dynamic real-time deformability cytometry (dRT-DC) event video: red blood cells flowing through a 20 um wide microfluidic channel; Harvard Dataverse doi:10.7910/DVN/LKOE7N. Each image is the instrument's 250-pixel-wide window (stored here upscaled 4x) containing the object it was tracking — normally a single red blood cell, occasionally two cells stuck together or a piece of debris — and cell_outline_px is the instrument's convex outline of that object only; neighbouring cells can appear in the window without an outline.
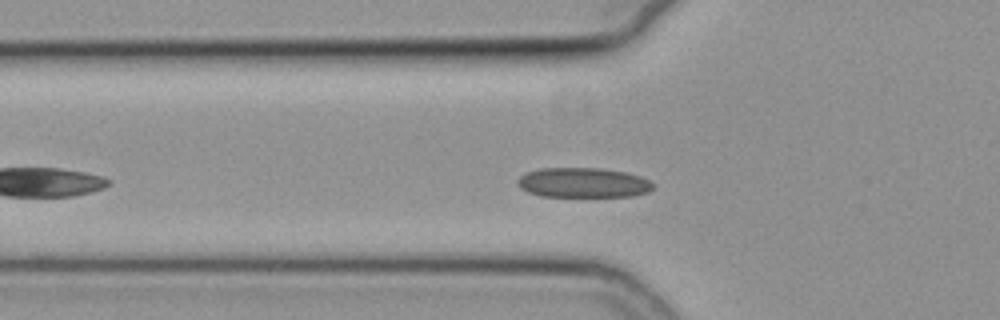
{"species": "common noctule bat (a hibernating species)", "species_latin": "Nyctalus noctula", "temperature_condition": "cold", "stored_images_in_passage": 41, "camera_frame_rate_fps": 3000, "um_per_image_px": 0.085, "animal": {"sex": "female", "body_mass_g": 19.3, "forearm_length_mm": 54.1}, "frame": {"image": 1, "passage_image": 8, "time_ms": 2.333, "image_size_px": [1000, 320], "cell_outline_px": [[652, 188], [648, 192], [632, 196], [540, 196], [528, 192], [520, 188], [516, 184], [516, 180], [520, 176], [528, 172], [540, 168], [600, 168], [628, 172], [640, 176], [648, 180], [652, 184]], "centroid_in_image_um": [49.54, 15.52], "position_along_channel_um": 76.3, "area_um2": 23.58}}
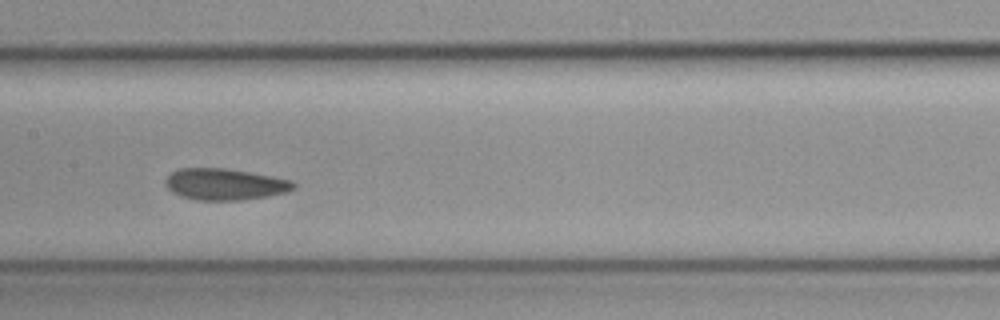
{"frame": {"image": 2, "passage_image": 17, "time_ms": 5.333, "image_size_px": [1000, 320], "cell_outline_px": [[296, 188], [288, 192], [268, 196], [240, 200], [196, 200], [180, 196], [172, 192], [164, 184], [164, 180], [172, 172], [180, 168], [224, 168], [272, 176], [292, 180], [296, 184]], "centroid_in_image_um": [19.12, 15.66], "position_along_channel_um": 188.3, "area_um2": 23.58}}
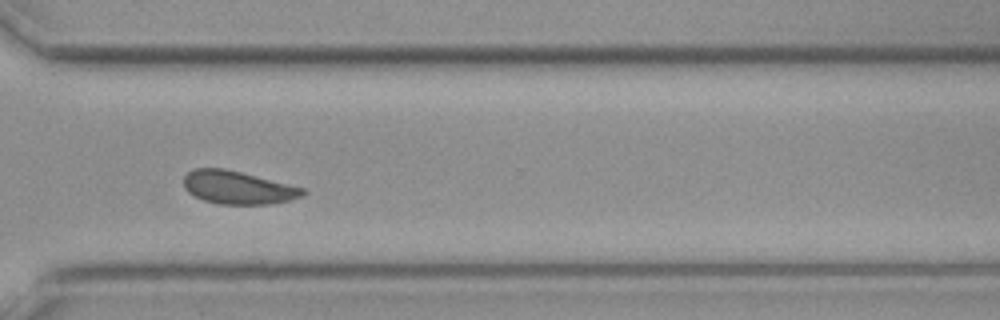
{"frame": {"image": 3, "passage_image": 30, "time_ms": 9.667, "image_size_px": [1000, 320], "cell_outline_px": [[308, 192], [304, 196], [288, 200], [268, 204], [220, 204], [204, 200], [188, 192], [184, 188], [184, 176], [192, 168], [224, 168], [304, 188]], "centroid_in_image_um": [20.21, 15.94], "position_along_channel_um": 350.4, "area_um2": 22.77}, "authors_computed_cell_mechanics": {"area_um2": 23.7558, "velocity_mm_per_s": 3.7372, "shape_relaxation_time_tau1_ms": null, "shape_relaxation_time_tau2_ms": 1.953, "deformation_change_tau1": null, "deformation_change_tau2": 0.0611}}